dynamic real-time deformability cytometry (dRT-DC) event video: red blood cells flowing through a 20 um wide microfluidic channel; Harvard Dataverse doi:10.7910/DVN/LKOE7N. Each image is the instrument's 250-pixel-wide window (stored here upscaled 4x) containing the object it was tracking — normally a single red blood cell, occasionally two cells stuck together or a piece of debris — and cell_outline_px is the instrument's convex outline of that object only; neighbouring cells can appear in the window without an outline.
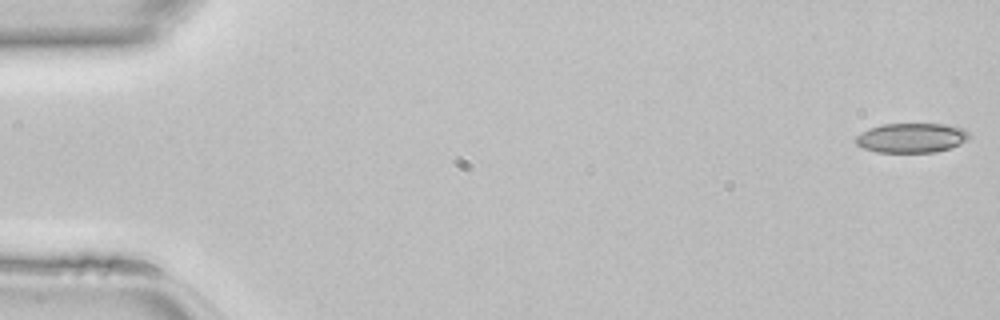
{"species": "common noctule bat (a hibernating species)", "species_latin": "Nyctalus noctula", "temperature_condition": "room temperature", "stored_images_in_passage": 43, "camera_frame_rate_fps": 3000, "um_per_image_px": 0.085, "animal": {"sex": "female", "body_mass_g": 22.7, "forearm_length_mm": 54.2}, "frame": {"image": 1, "passage_image": 1, "time_ms": 0.0, "image_size_px": [1000, 320], "cell_outline_px": [[968, 136], [960, 144], [952, 148], [936, 152], [876, 152], [864, 148], [856, 144], [852, 140], [860, 132], [868, 128], [880, 124], [944, 124], [964, 128], [968, 132]], "centroid_in_image_um": [77.42, 11.71], "position_along_channel_um": 7.6, "area_um2": 19.71}}
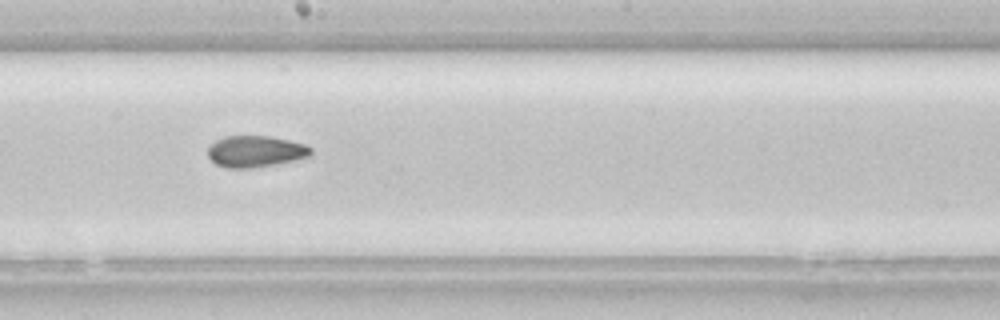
{"frame": {"image": 2, "passage_image": 26, "time_ms": 8.333, "image_size_px": [1000, 320], "cell_outline_px": [[312, 156], [272, 164], [248, 168], [224, 168], [216, 164], [208, 156], [208, 148], [216, 140], [224, 136], [268, 136], [288, 140], [304, 144], [312, 148]], "centroid_in_image_um": [21.7, 12.86], "position_along_channel_um": 226.5, "area_um2": 18.67}}
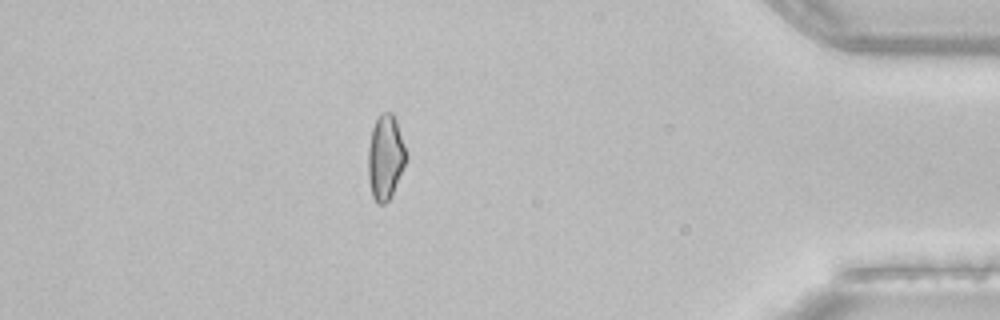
{"frame": {"image": 3, "passage_image": 41, "time_ms": 13.333, "image_size_px": [1000, 320], "cell_outline_px": [[408, 160], [392, 196], [384, 204], [376, 204], [372, 196], [368, 180], [368, 148], [372, 128], [380, 112], [392, 112], [396, 120], [408, 156]], "centroid_in_image_um": [32.77, 13.4], "position_along_channel_um": 402.4, "area_um2": 19.19}}